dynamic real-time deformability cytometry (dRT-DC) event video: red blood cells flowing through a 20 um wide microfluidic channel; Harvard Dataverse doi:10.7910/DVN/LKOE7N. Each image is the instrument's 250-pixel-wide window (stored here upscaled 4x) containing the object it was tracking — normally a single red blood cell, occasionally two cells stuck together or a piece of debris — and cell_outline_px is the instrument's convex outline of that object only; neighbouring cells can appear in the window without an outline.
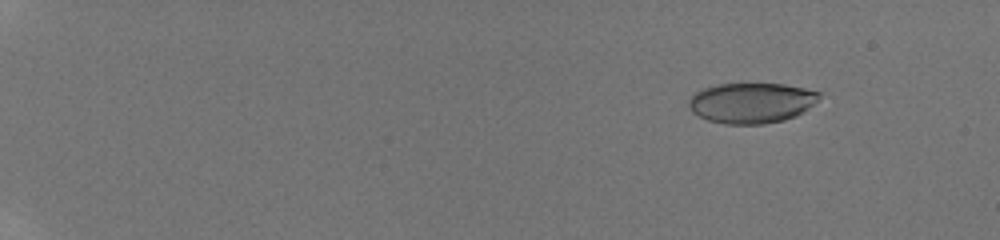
{"species": "human", "species_latin": "Homo sapiens", "temperature_condition": "room temperature", "stored_images_in_passage": 44, "camera_frame_rate_fps": 3000, "um_per_image_px": 0.085, "donor": {"sex": "male"}, "frame": {"image": 1, "passage_image": 4, "time_ms": 1.667, "image_size_px": [1000, 240], "cell_outline_px": [[820, 96], [812, 104], [796, 116], [784, 120], [764, 124], [724, 124], [708, 120], [692, 112], [688, 108], [688, 100], [696, 92], [704, 88], [716, 84], [784, 84], [804, 88], [820, 92]], "centroid_in_image_um": [63.84, 8.75], "position_along_channel_um": 21.2, "area_um2": 30.58}}
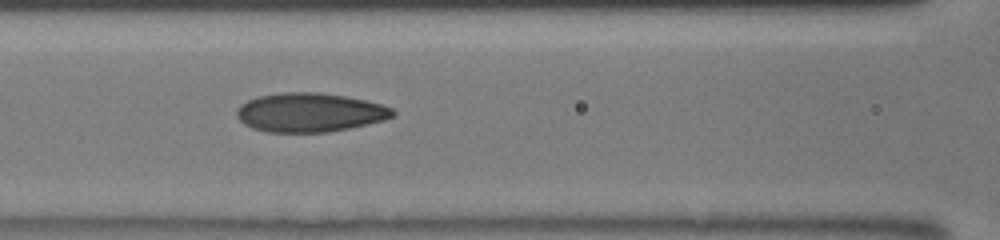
{"frame": {"image": 2, "passage_image": 27, "time_ms": 8.667, "image_size_px": [1000, 240], "cell_outline_px": [[396, 116], [384, 120], [348, 128], [328, 132], [268, 132], [252, 128], [244, 124], [236, 116], [236, 108], [240, 104], [256, 96], [284, 92], [320, 92], [344, 96], [364, 100], [380, 104], [392, 108], [396, 112]], "centroid_in_image_um": [26.3, 9.55], "position_along_channel_um": 140.3, "area_um2": 35.55}}
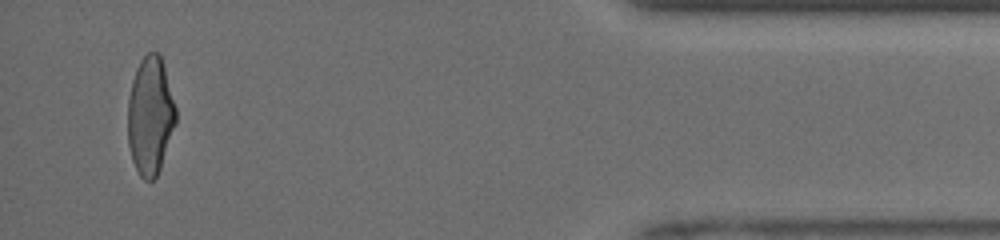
{"frame": {"image": 3, "passage_image": 43, "time_ms": 16.667, "image_size_px": [1000, 240], "cell_outline_px": [[176, 124], [160, 168], [156, 176], [152, 180], [144, 180], [140, 176], [132, 160], [128, 144], [128, 100], [132, 80], [136, 68], [140, 60], [148, 52], [156, 52], [160, 56], [164, 68], [176, 108]], "centroid_in_image_um": [12.76, 9.86], "position_along_channel_um": 422.4, "area_um2": 32.83}, "authors_computed_cell_mechanics": {"area_um2": 33.4373, "velocity_mm_per_s": 4.1496, "shape_relaxation_time_tau1_ms": 4.8593, "shape_relaxation_time_tau2_ms": 1.2285, "deformation_change_tau1": 0.1814, "deformation_change_tau2": 0.0725}}